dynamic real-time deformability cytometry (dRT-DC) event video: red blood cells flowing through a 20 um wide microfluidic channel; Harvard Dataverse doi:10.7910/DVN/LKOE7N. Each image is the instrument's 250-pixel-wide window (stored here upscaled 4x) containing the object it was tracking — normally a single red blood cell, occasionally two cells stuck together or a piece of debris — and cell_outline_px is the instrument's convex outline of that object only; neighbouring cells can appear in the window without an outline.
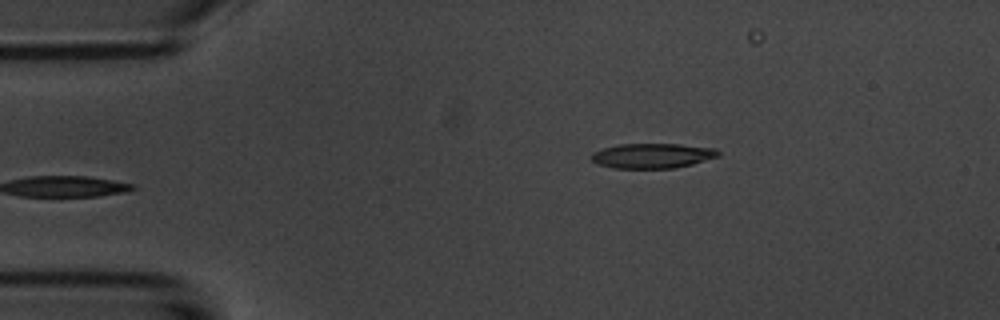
{"species": "common noctule bat (a hibernating species)", "species_latin": "Nyctalus noctula", "temperature_condition": "room temperature", "stored_images_in_passage": 2, "camera_frame_rate_fps": 3000, "um_per_image_px": 0.085, "animal": {"sex": "male", "body_mass_g": 20.1, "forearm_length_mm": 53.5}, "frame": {"image": 1, "passage_image": 2, "time_ms": 2.0, "image_size_px": [1000, 320], "cell_outline_px": [[720, 156], [692, 164], [676, 168], [612, 168], [596, 164], [592, 160], [592, 152], [604, 148], [620, 144], [680, 144], [716, 148], [720, 152]], "centroid_in_image_um": [55.47, 13.24], "position_along_channel_um": 29.5, "area_um2": 18.5}}